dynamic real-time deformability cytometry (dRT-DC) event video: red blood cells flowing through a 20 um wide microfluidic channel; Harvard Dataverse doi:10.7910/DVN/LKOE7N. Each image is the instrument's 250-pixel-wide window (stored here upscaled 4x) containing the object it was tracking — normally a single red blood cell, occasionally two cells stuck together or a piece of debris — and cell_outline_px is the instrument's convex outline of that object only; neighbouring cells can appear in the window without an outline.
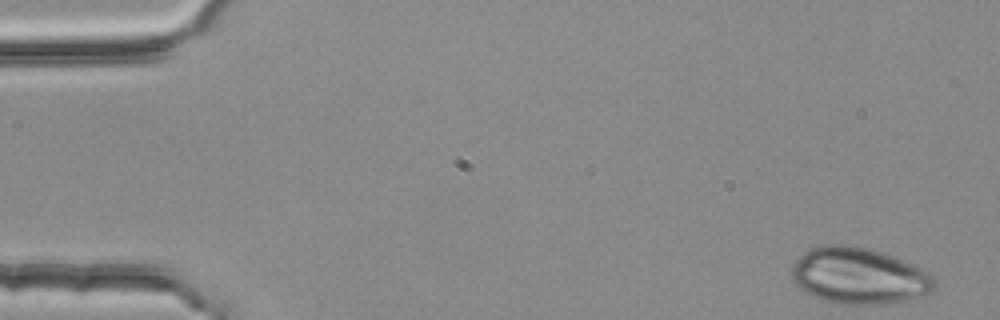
{"species": "common noctule bat (a hibernating species)", "species_latin": "Nyctalus noctula", "temperature_condition": "room temperature", "stored_images_in_passage": 4, "camera_frame_rate_fps": 3000, "um_per_image_px": 0.085, "animal": {"sex": "female", "body_mass_g": 25.1}, "frame": {"image": 1, "passage_image": 1, "time_ms": 0.0, "image_size_px": [1000, 320], "cell_outline_px": [[936, 284], [932, 292], [904, 300], [868, 304], [844, 304], [824, 300], [800, 288], [792, 280], [792, 268], [796, 260], [804, 252], [812, 248], [824, 244], [840, 244], [868, 248], [884, 252], [912, 264], [928, 272], [936, 280]], "centroid_in_image_um": [73.01, 23.42], "position_along_channel_um": 12.0, "area_um2": 46.3}}